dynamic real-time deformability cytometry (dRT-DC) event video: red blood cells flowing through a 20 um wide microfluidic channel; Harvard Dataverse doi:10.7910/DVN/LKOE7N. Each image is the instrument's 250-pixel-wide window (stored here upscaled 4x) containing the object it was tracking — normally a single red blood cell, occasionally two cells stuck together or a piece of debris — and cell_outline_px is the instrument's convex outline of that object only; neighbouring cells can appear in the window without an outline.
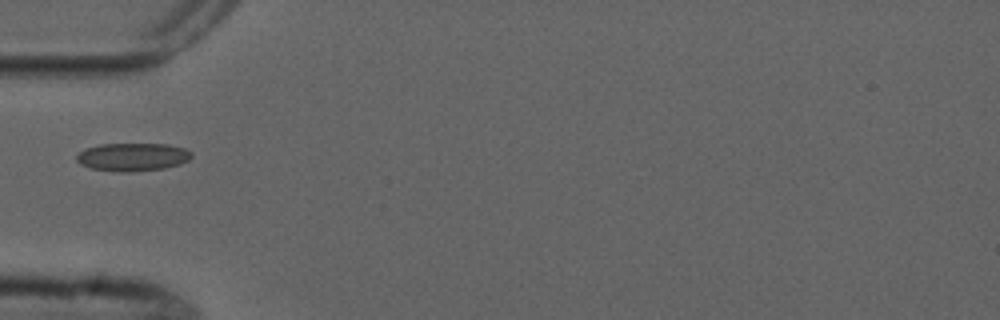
{"species": "common noctule bat (a hibernating species)", "species_latin": "Nyctalus noctula", "temperature_condition": "cold", "stored_images_in_passage": 1, "camera_frame_rate_fps": 3000, "um_per_image_px": 0.085, "animal": {"sex": "male", "forearm_length_mm": 52.5}, "frame": {"image": 1, "passage_image": 1, "time_ms": 0.0, "image_size_px": [1000, 320], "cell_outline_px": [[192, 156], [188, 160], [180, 164], [164, 168], [128, 172], [120, 172], [92, 168], [80, 164], [76, 160], [76, 156], [84, 148], [100, 144], [168, 144], [184, 148], [192, 152]], "centroid_in_image_um": [11.27, 13.33], "position_along_channel_um": 73.7, "area_um2": 18.79}}